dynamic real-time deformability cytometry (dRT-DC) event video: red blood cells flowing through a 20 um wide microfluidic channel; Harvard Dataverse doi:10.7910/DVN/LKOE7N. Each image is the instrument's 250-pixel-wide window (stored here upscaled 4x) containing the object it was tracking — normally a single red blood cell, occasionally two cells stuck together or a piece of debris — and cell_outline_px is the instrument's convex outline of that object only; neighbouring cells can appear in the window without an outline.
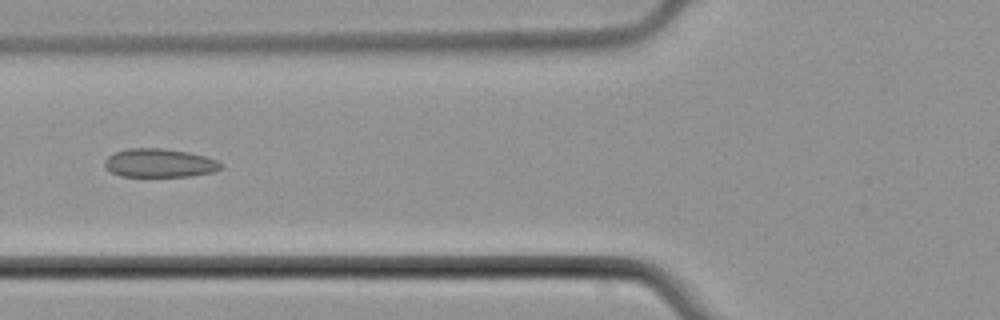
{"species": "common noctule bat (a hibernating species)", "species_latin": "Nyctalus noctula", "temperature_condition": "cold", "stored_images_in_passage": 6, "camera_frame_rate_fps": 3000, "um_per_image_px": 0.085, "animal": {"sex": "male", "body_mass_g": 21.5, "forearm_length_mm": 52.0}, "frame": {"image": 1, "passage_image": 6, "time_ms": 7.0, "image_size_px": [1000, 320], "cell_outline_px": [[220, 168], [212, 172], [188, 176], [120, 176], [112, 172], [104, 164], [104, 160], [108, 156], [116, 152], [128, 148], [160, 148], [188, 152], [204, 156], [216, 160], [220, 164]], "centroid_in_image_um": [13.51, 13.85], "position_along_channel_um": 112.3, "area_um2": 19.02}}